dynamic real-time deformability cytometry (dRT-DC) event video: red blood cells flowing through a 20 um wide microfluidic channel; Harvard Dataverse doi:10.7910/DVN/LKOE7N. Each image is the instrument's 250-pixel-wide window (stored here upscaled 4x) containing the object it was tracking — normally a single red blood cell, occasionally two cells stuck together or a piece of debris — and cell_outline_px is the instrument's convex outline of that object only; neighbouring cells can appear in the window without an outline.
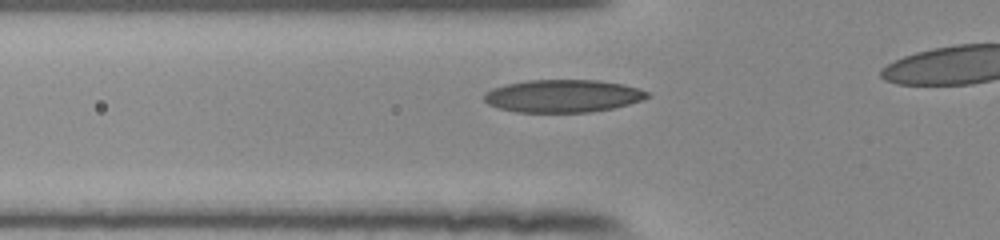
{"species": "human", "species_latin": "Homo sapiens", "temperature_condition": "room temperature", "stored_images_in_passage": 33, "camera_frame_rate_fps": 3000, "um_per_image_px": 0.085, "donor": {"sex": "female"}, "frame": {"image": 1, "passage_image": 8, "time_ms": 2.333, "image_size_px": [1000, 240], "cell_outline_px": [[652, 96], [628, 104], [612, 108], [592, 112], [516, 112], [500, 108], [488, 104], [484, 100], [484, 92], [492, 88], [504, 84], [528, 80], [600, 80], [624, 84], [640, 88], [648, 92]], "centroid_in_image_um": [47.85, 8.15], "position_along_channel_um": 78.0, "area_um2": 31.27}}
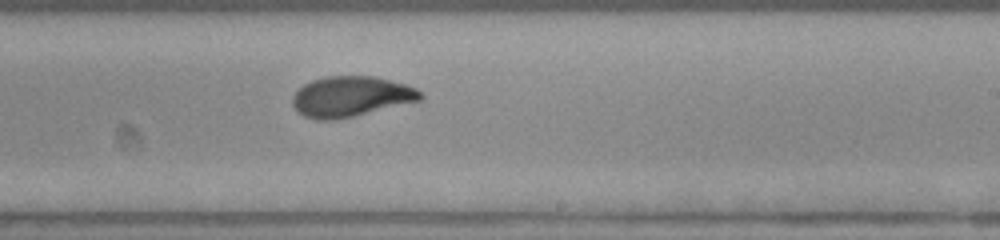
{"frame": {"image": 2, "passage_image": 22, "time_ms": 7.0, "image_size_px": [1000, 240], "cell_outline_px": [[424, 96], [420, 100], [336, 120], [316, 120], [304, 116], [296, 112], [292, 104], [292, 96], [304, 84], [312, 80], [324, 76], [372, 76], [404, 84], [416, 88]], "centroid_in_image_um": [29.77, 8.21], "position_along_channel_um": 259.2, "area_um2": 29.94}}
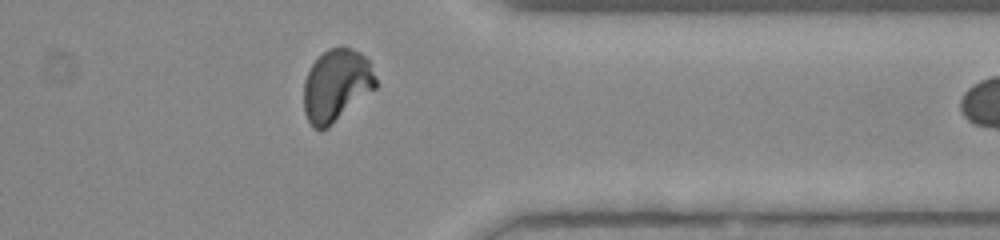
{"frame": {"image": 3, "passage_image": 32, "time_ms": 10.333, "image_size_px": [1000, 240], "cell_outline_px": [[376, 88], [328, 128], [320, 132], [312, 128], [304, 112], [304, 80], [312, 64], [328, 48], [348, 48], [360, 52], [368, 60], [376, 80]], "centroid_in_image_um": [28.57, 7.31], "position_along_channel_um": 382.8, "area_um2": 30.23}}